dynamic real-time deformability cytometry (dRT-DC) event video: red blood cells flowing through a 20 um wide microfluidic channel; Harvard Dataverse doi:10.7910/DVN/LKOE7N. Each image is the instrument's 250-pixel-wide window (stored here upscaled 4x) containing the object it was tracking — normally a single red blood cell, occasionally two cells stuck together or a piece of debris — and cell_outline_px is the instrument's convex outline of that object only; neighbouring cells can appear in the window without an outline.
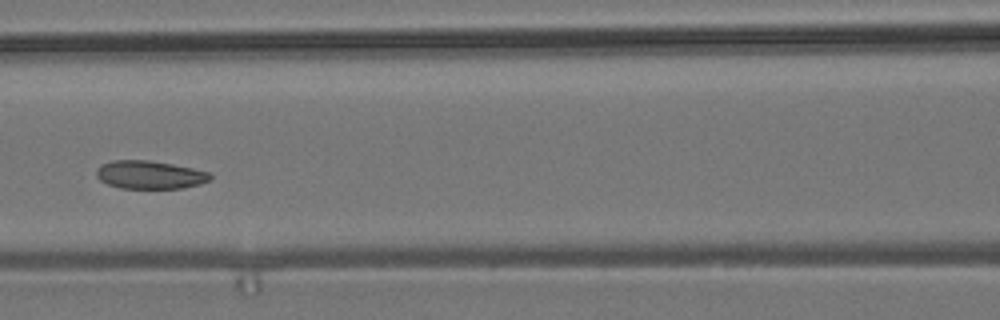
{"species": "common noctule bat (a hibernating species)", "species_latin": "Nyctalus noctula", "temperature_condition": "room temperature", "stored_images_in_passage": 7, "camera_frame_rate_fps": 3000, "um_per_image_px": 0.085, "animal": {"sex": "male", "body_mass_g": 19.2, "forearm_length_mm": 51.8}, "frame": {"image": 1, "passage_image": 6, "time_ms": 6.0, "image_size_px": [1000, 320], "cell_outline_px": [[212, 176], [208, 180], [200, 184], [184, 188], [120, 188], [108, 184], [100, 180], [96, 176], [96, 168], [100, 164], [112, 160], [148, 160], [172, 164], [212, 172]], "centroid_in_image_um": [12.72, 14.85], "position_along_channel_um": 153.9, "area_um2": 18.79}}
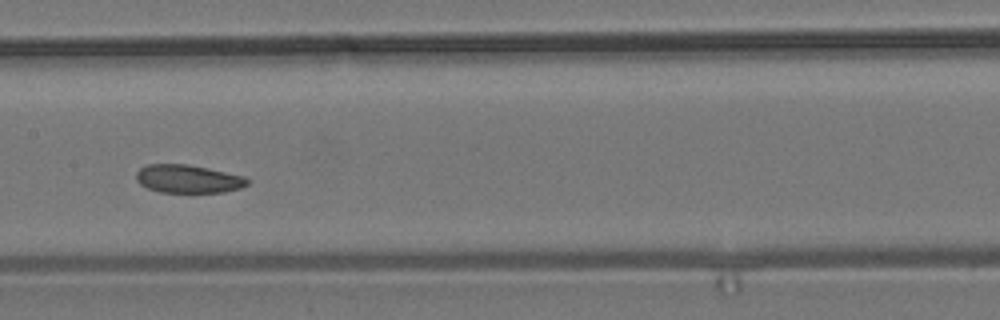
{"frame": {"image": 2, "passage_image": 7, "time_ms": 7.0, "image_size_px": [1000, 320], "cell_outline_px": [[248, 184], [240, 188], [224, 192], [160, 192], [148, 188], [140, 184], [136, 180], [136, 172], [140, 168], [148, 164], [188, 164], [208, 168], [244, 176], [248, 180]], "centroid_in_image_um": [15.97, 15.2], "position_along_channel_um": 191.4, "area_um2": 18.21}}